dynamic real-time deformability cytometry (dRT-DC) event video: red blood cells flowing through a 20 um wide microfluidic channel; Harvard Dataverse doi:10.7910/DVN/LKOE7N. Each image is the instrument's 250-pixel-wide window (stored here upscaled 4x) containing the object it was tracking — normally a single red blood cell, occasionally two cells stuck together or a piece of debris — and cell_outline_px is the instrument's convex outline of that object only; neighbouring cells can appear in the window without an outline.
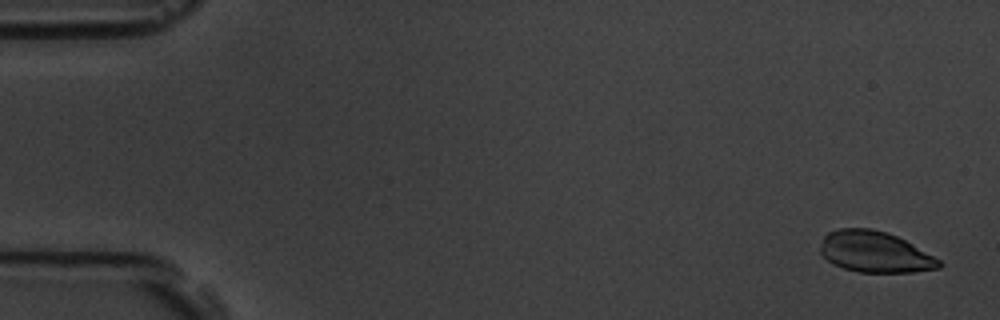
{"species": "common noctule bat (a hibernating species)", "species_latin": "Nyctalus noctula", "temperature_condition": "room temperature", "stored_images_in_passage": 5, "camera_frame_rate_fps": 3000, "um_per_image_px": 0.085, "animal": {"sex": "male", "body_mass_g": 19.5, "forearm_length_mm": 54.6}, "frame": {"image": 1, "passage_image": 1, "time_ms": 0.0, "image_size_px": [1000, 320], "cell_outline_px": [[944, 264], [940, 268], [912, 272], [860, 272], [844, 268], [832, 264], [820, 252], [820, 248], [824, 236], [828, 232], [840, 228], [872, 228], [896, 236], [912, 244], [940, 260]], "centroid_in_image_um": [74.36, 21.42], "position_along_channel_um": 10.6, "area_um2": 28.21}}
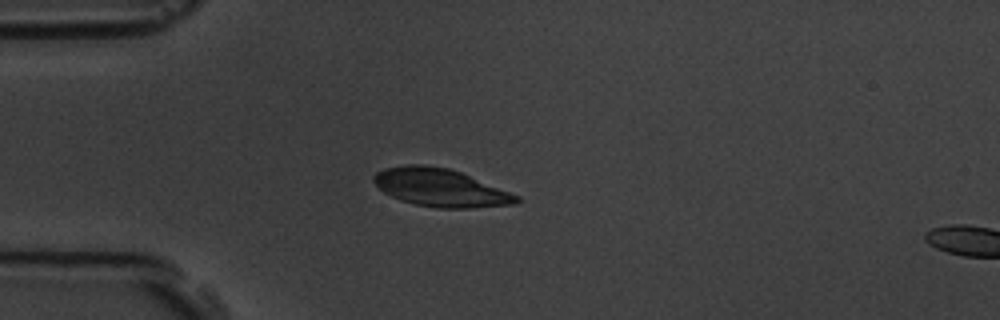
{"frame": {"image": 2, "passage_image": 4, "time_ms": 4.333, "image_size_px": [1000, 320], "cell_outline_px": [[520, 200], [512, 204], [468, 208], [436, 208], [416, 204], [400, 200], [384, 192], [372, 180], [372, 176], [376, 172], [384, 168], [408, 164], [424, 164], [448, 168], [460, 172], [520, 196]], "centroid_in_image_um": [37.39, 15.94], "position_along_channel_um": 47.6, "area_um2": 31.27}}